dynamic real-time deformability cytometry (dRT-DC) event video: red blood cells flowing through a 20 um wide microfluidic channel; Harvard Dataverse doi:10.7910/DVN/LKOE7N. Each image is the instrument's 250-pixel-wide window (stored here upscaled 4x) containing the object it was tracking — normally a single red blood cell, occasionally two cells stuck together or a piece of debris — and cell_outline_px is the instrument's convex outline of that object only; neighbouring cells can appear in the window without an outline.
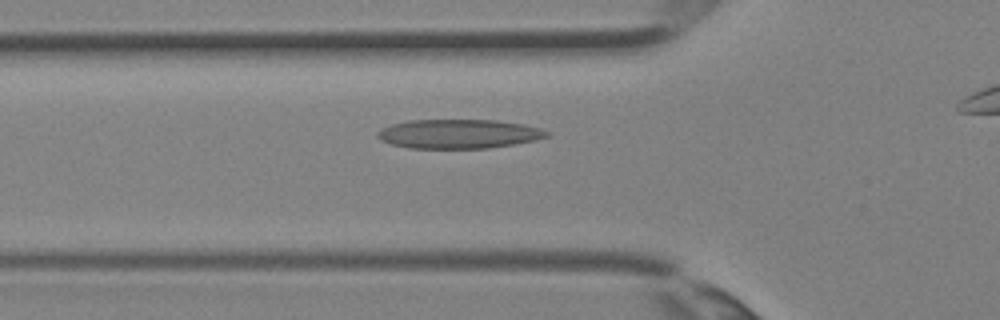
{"species": "Egyptian fruit bat (a non-hibernating species)", "species_latin": "Rousettus aegyptiacus", "temperature_condition": "room temperature", "stored_images_in_passage": 27, "camera_frame_rate_fps": 3000, "um_per_image_px": 0.085, "animal": {"sex": "female"}, "frame": {"image": 1, "passage_image": 8, "time_ms": 2.333, "image_size_px": [1000, 320], "cell_outline_px": [[552, 132], [548, 136], [536, 140], [488, 148], [408, 148], [392, 144], [380, 140], [376, 136], [376, 132], [380, 128], [392, 124], [408, 120], [496, 120], [524, 124], [540, 128]], "centroid_in_image_um": [38.98, 11.37], "position_along_channel_um": 86.8, "area_um2": 28.9}}
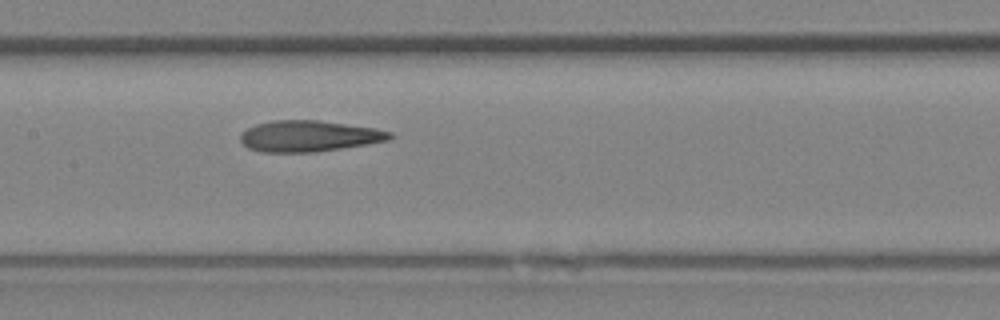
{"frame": {"image": 2, "passage_image": 13, "time_ms": 4.0, "image_size_px": [1000, 320], "cell_outline_px": [[392, 136], [388, 140], [368, 144], [312, 152], [264, 152], [248, 148], [240, 140], [240, 132], [256, 124], [272, 120], [320, 120], [376, 128], [392, 132]], "centroid_in_image_um": [26.24, 11.56], "position_along_channel_um": 181.2, "area_um2": 27.05}}
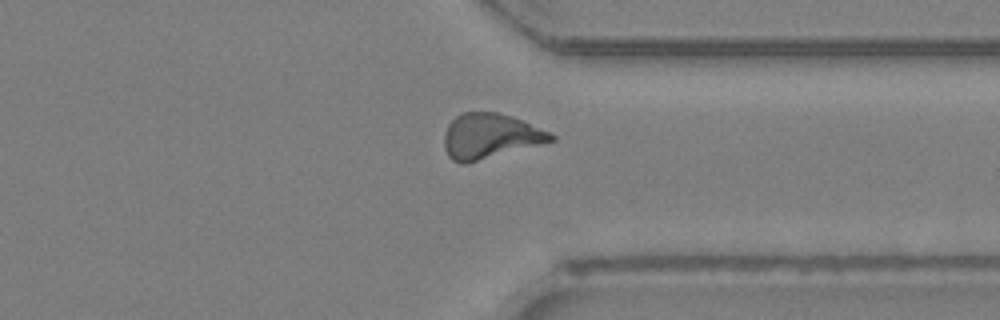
{"frame": {"image": 3, "passage_image": 23, "time_ms": 7.333, "image_size_px": [1000, 320], "cell_outline_px": [[556, 140], [464, 164], [460, 164], [452, 160], [448, 156], [444, 148], [444, 132], [448, 124], [460, 112], [496, 112], [512, 116], [548, 132], [556, 136]], "centroid_in_image_um": [41.61, 11.57], "position_along_channel_um": 369.8, "area_um2": 27.86}}